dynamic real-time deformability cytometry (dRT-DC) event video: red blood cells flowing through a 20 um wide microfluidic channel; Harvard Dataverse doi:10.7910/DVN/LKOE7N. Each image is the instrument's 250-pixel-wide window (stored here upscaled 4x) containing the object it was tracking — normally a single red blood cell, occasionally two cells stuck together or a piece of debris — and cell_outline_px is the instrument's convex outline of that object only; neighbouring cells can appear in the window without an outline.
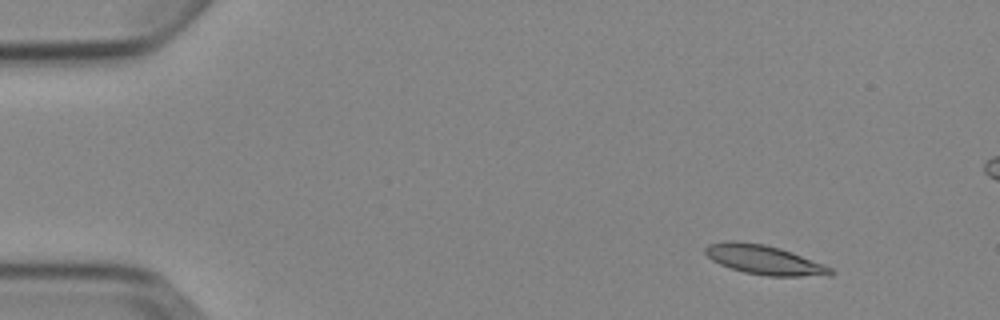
{"species": "Egyptian fruit bat (a non-hibernating species)", "species_latin": "Rousettus aegyptiacus", "temperature_condition": "cold", "stored_images_in_passage": 7, "camera_frame_rate_fps": 3000, "um_per_image_px": 0.085, "animal": {"sex": "female"}, "frame": {"image": 1, "passage_image": 2, "time_ms": 1.0, "image_size_px": [1000, 320], "cell_outline_px": [[836, 272], [832, 276], [768, 276], [744, 272], [720, 264], [712, 260], [704, 252], [704, 248], [708, 244], [724, 240], [736, 240], [764, 244], [780, 248], [792, 252], [824, 264], [832, 268]], "centroid_in_image_um": [64.98, 22.08], "position_along_channel_um": 20.0, "area_um2": 21.68}}
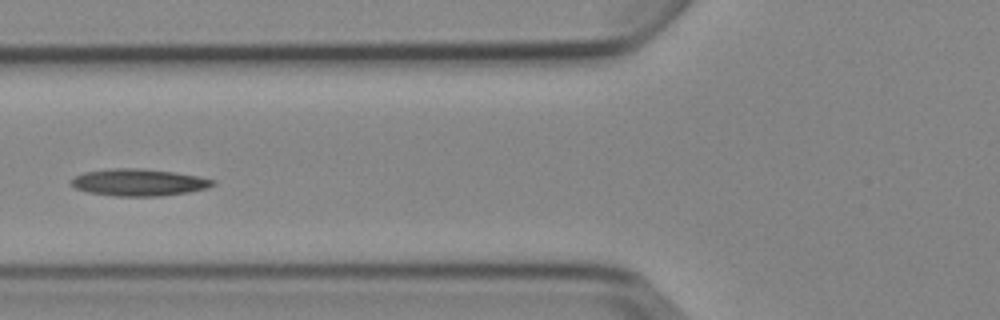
{"frame": {"image": 2, "passage_image": 6, "time_ms": 6.0, "image_size_px": [1000, 320], "cell_outline_px": [[216, 184], [208, 188], [188, 192], [160, 196], [116, 196], [88, 192], [76, 188], [72, 184], [72, 180], [76, 176], [84, 172], [112, 168], [144, 168], [200, 176], [216, 180]], "centroid_in_image_um": [11.85, 15.5], "position_along_channel_um": 113.9, "area_um2": 22.25}}
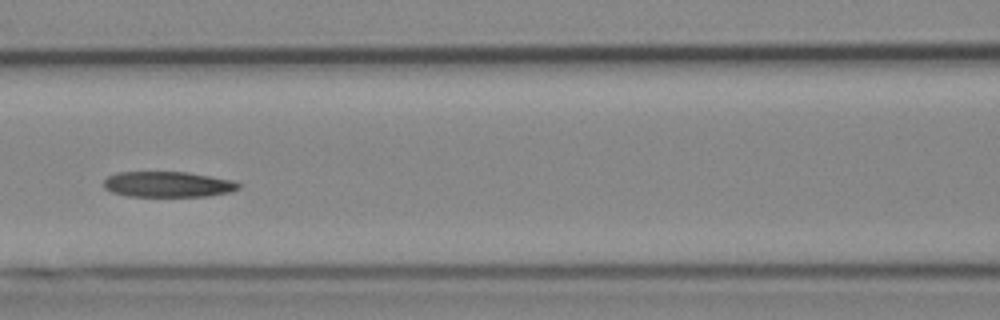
{"frame": {"image": 3, "passage_image": 7, "time_ms": 7.0, "image_size_px": [1000, 320], "cell_outline_px": [[240, 188], [232, 192], [208, 196], [128, 196], [112, 192], [104, 188], [104, 180], [108, 176], [116, 172], [188, 172], [236, 180], [240, 184]], "centroid_in_image_um": [14.32, 15.66], "position_along_channel_um": 152.3, "area_um2": 20.35}}